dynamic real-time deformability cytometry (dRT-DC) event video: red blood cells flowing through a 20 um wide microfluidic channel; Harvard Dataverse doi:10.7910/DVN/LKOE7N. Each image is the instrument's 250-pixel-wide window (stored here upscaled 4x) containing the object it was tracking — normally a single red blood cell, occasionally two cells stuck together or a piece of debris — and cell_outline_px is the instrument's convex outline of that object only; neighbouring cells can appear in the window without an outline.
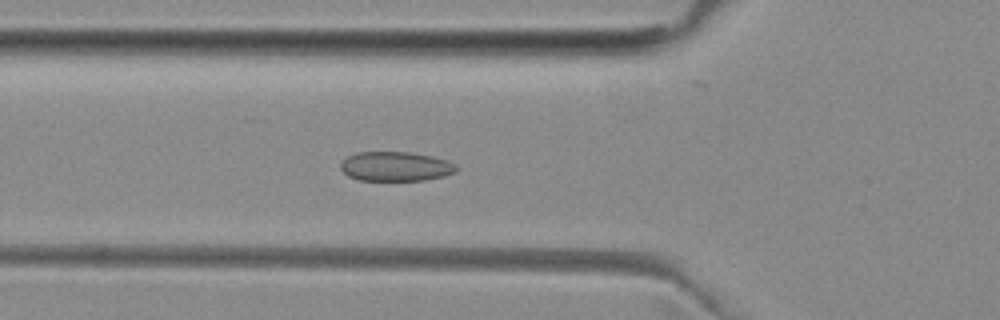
{"species": "common noctule bat (a hibernating species)", "species_latin": "Nyctalus noctula", "temperature_condition": "room temperature", "stored_images_in_passage": 52, "camera_frame_rate_fps": 3000, "um_per_image_px": 0.085, "animal": {"sex": "female", "body_mass_g": 29.2, "forearm_length_mm": 56.3}, "frame": {"image": 1, "passage_image": 18, "time_ms": 5.667, "image_size_px": [1000, 320], "cell_outline_px": [[460, 168], [456, 172], [444, 176], [424, 180], [360, 180], [348, 176], [340, 168], [340, 164], [348, 156], [356, 152], [412, 152], [432, 156], [448, 160], [456, 164]], "centroid_in_image_um": [33.67, 14.14], "position_along_channel_um": 92.1, "area_um2": 20.0}}
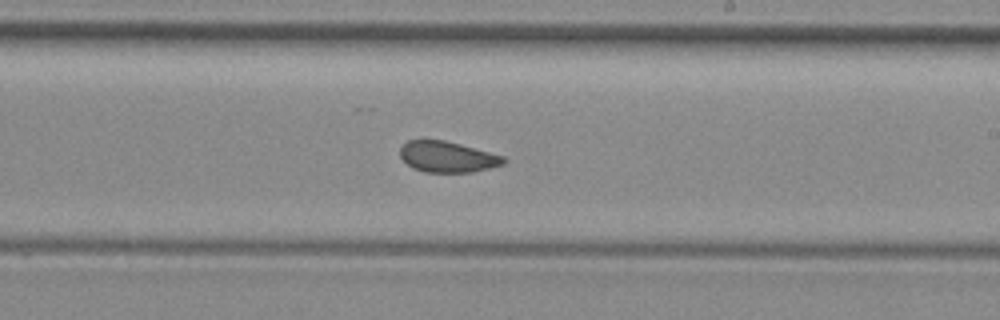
{"frame": {"image": 2, "passage_image": 30, "time_ms": 9.667, "image_size_px": [1000, 320], "cell_outline_px": [[508, 160], [504, 164], [472, 172], [424, 172], [412, 168], [400, 156], [400, 148], [408, 140], [444, 140], [460, 144], [504, 156]], "centroid_in_image_um": [38.04, 13.33], "position_along_channel_um": 251.0, "area_um2": 18.55}}
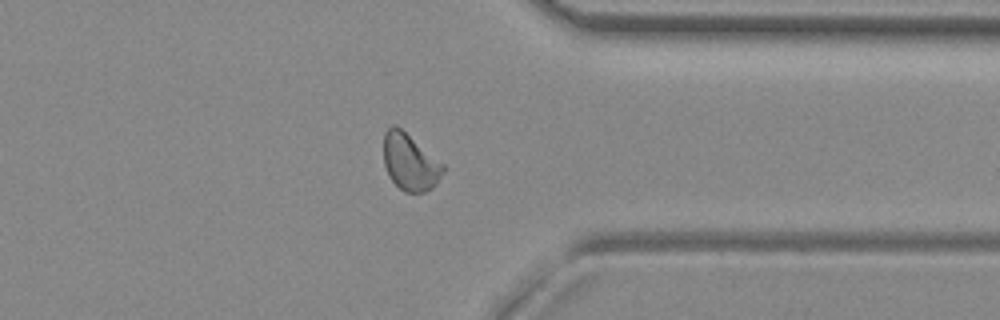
{"frame": {"image": 3, "passage_image": 40, "time_ms": 13.0, "image_size_px": [1000, 320], "cell_outline_px": [[444, 172], [436, 184], [432, 188], [424, 192], [404, 192], [388, 176], [384, 164], [384, 132], [392, 124], [396, 124], [444, 164]], "centroid_in_image_um": [34.84, 13.77], "position_along_channel_um": 376.6, "area_um2": 19.65}}